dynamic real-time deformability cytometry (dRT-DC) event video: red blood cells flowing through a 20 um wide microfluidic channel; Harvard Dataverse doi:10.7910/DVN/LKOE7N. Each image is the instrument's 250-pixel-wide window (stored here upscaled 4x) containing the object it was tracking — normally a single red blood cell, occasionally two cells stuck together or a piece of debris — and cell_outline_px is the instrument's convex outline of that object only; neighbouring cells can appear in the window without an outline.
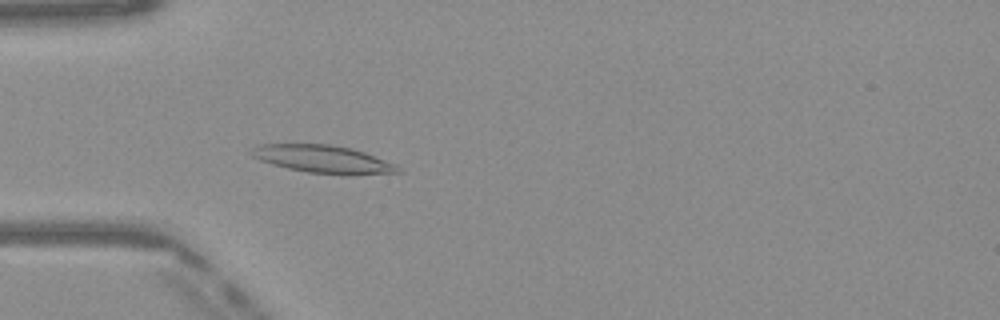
{"species": "Egyptian fruit bat (a non-hibernating species)", "species_latin": "Rousettus aegyptiacus", "temperature_condition": "warm", "stored_images_in_passage": 49, "camera_frame_rate_fps": 3000, "um_per_image_px": 0.085, "frame": {"image": 1, "passage_image": 14, "time_ms": 4.333, "image_size_px": [1000, 320], "cell_outline_px": [[400, 172], [344, 176], [308, 172], [288, 168], [272, 164], [260, 160], [252, 156], [248, 152], [252, 148], [260, 144], [328, 144], [352, 148], [364, 152], [396, 164], [400, 168]], "centroid_in_image_um": [27.47, 13.54], "position_along_channel_um": 57.5, "area_um2": 23.87}}
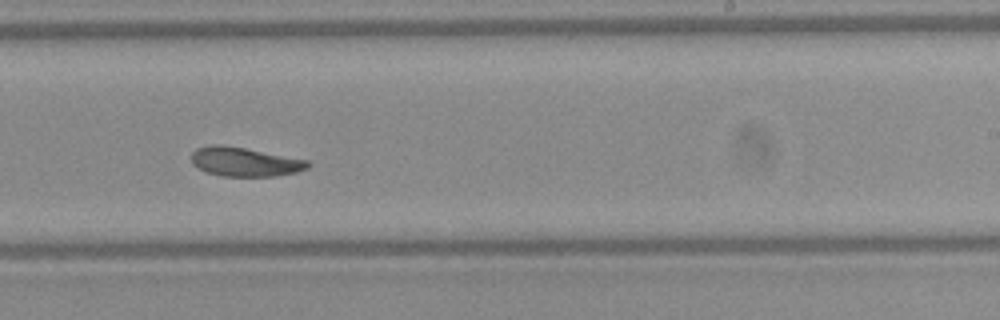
{"frame": {"image": 2, "passage_image": 30, "time_ms": 9.667, "image_size_px": [1000, 320], "cell_outline_px": [[312, 164], [308, 168], [296, 172], [276, 176], [220, 176], [196, 168], [192, 164], [192, 152], [196, 148], [208, 144], [220, 144], [244, 148], [308, 160]], "centroid_in_image_um": [20.78, 13.75], "position_along_channel_um": 268.2, "area_um2": 19.83}}
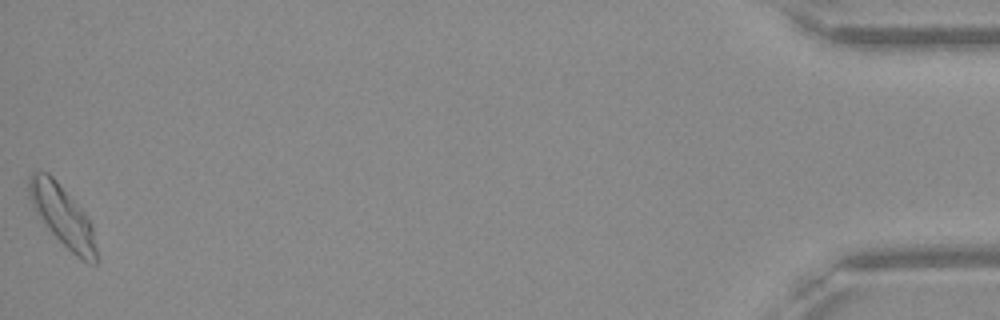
{"frame": {"image": 3, "passage_image": 49, "time_ms": 16.0, "image_size_px": [1000, 320], "cell_outline_px": [[96, 264], [88, 264], [76, 256], [48, 228], [36, 212], [28, 196], [28, 176], [32, 172], [48, 172], [56, 180], [84, 212], [92, 224], [96, 248]], "centroid_in_image_um": [5.31, 18.33], "position_along_channel_um": 429.9, "area_um2": 23.47}, "authors_computed_cell_mechanics": {"area_um2": 20.7502, "velocity_mm_per_s": 4.039, "shape_relaxation_time_tau1_ms": 7.5614, "shape_relaxation_time_tau2_ms": 4.5337, "deformation_change_tau1": 0.188, "deformation_change_tau2": 0.1122}}